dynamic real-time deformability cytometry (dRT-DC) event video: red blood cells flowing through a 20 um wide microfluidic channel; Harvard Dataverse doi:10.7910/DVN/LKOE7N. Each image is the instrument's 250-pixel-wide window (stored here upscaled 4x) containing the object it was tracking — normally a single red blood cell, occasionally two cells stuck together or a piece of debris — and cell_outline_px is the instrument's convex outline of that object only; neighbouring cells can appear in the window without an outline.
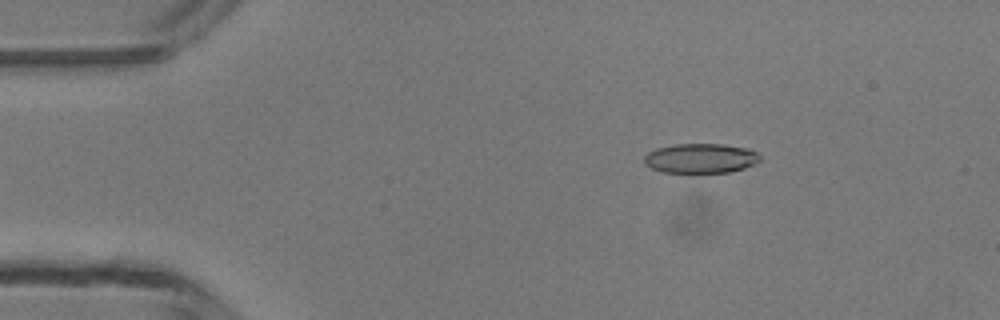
{"species": "common noctule bat (a hibernating species)", "species_latin": "Nyctalus noctula", "temperature_condition": "room temperature", "stored_images_in_passage": 48, "camera_frame_rate_fps": 3000, "um_per_image_px": 0.085, "animal": {"sex": "male", "body_mass_g": 13.3}, "frame": {"image": 1, "passage_image": 8, "time_ms": 2.333, "image_size_px": [1000, 320], "cell_outline_px": [[760, 160], [756, 164], [744, 168], [728, 172], [664, 172], [652, 168], [644, 164], [644, 156], [648, 152], [656, 148], [672, 144], [724, 144], [748, 148], [756, 152], [760, 156]], "centroid_in_image_um": [59.56, 13.44], "position_along_channel_um": 25.4, "area_um2": 20.06}}
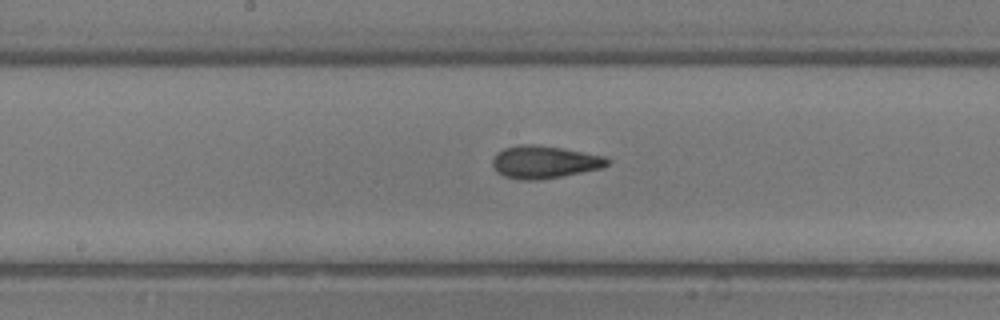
{"frame": {"image": 2, "passage_image": 25, "time_ms": 8.0, "image_size_px": [1000, 320], "cell_outline_px": [[612, 160], [608, 164], [600, 168], [560, 176], [536, 180], [520, 180], [504, 176], [496, 172], [492, 164], [492, 160], [496, 152], [504, 148], [520, 144], [536, 144], [564, 148], [608, 156]], "centroid_in_image_um": [46.27, 13.75], "position_along_channel_um": 201.9, "area_um2": 22.02}}
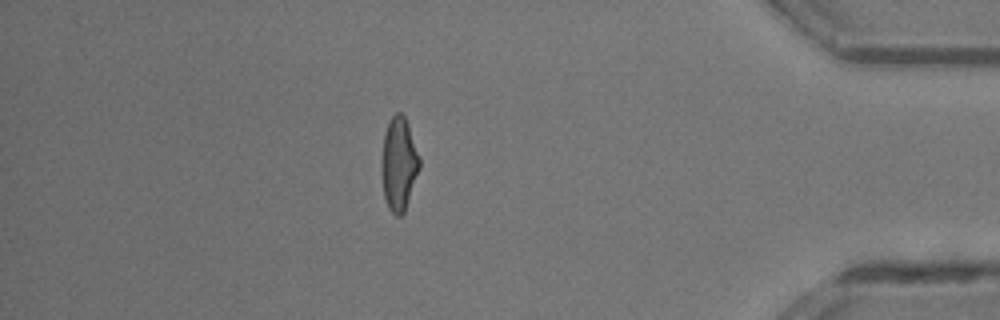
{"frame": {"image": 3, "passage_image": 42, "time_ms": 13.667, "image_size_px": [1000, 320], "cell_outline_px": [[420, 168], [404, 212], [400, 216], [396, 216], [388, 208], [384, 196], [384, 132], [392, 116], [396, 112], [400, 112], [404, 116], [408, 124], [420, 156]], "centroid_in_image_um": [33.96, 13.92], "position_along_channel_um": 401.2, "area_um2": 19.88}, "authors_computed_cell_mechanics": {"area_um2": 20.7502, "velocity_mm_per_s": 4.291, "shape_relaxation_time_tau1_ms": 4.871, "shape_relaxation_time_tau2_ms": 1.261, "deformation_change_tau1": 0.1759, "deformation_change_tau2": 0.0747}}